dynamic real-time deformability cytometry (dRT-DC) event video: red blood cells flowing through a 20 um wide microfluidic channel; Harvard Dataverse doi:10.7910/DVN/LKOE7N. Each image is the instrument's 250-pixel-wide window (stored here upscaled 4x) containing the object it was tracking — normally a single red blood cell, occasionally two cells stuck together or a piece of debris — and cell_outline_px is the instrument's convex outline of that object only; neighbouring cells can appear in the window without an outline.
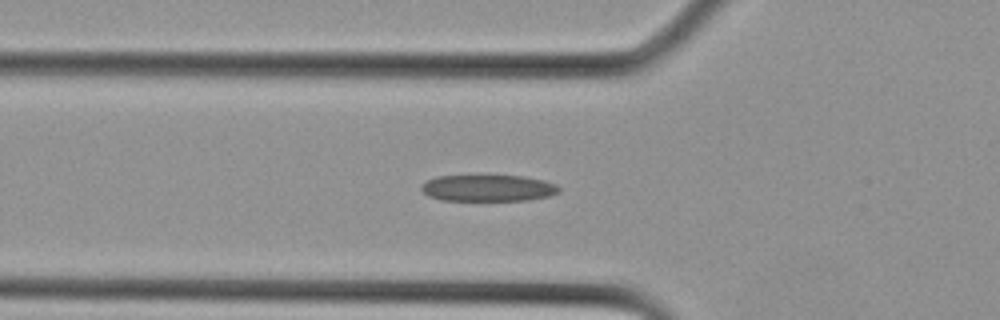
{"species": "Egyptian fruit bat (a non-hibernating species)", "species_latin": "Rousettus aegyptiacus", "temperature_condition": "cold", "stored_images_in_passage": 15, "camera_frame_rate_fps": 3000, "um_per_image_px": 0.085, "animal": {"sex": "female"}, "frame": {"image": 1, "passage_image": 9, "time_ms": 2.667, "image_size_px": [1000, 320], "cell_outline_px": [[560, 192], [548, 196], [528, 200], [440, 200], [428, 196], [420, 188], [420, 184], [424, 180], [436, 176], [524, 176], [544, 180], [556, 184], [560, 188]], "centroid_in_image_um": [41.45, 15.98], "position_along_channel_um": 84.3, "area_um2": 21.39}}
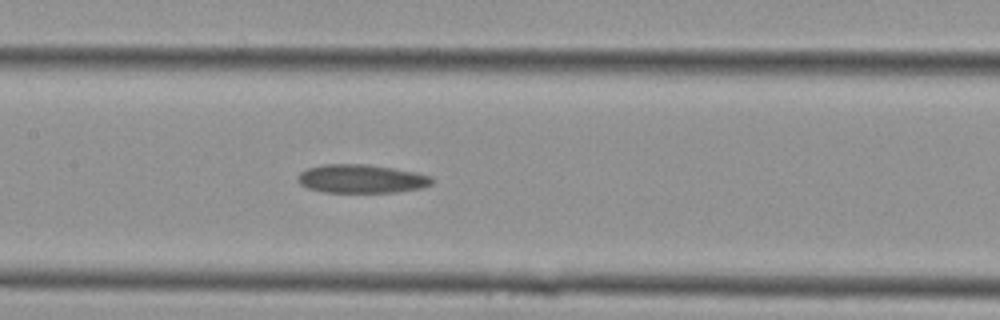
{"frame": {"image": 2, "passage_image": 13, "time_ms": 4.0, "image_size_px": [1000, 320], "cell_outline_px": [[432, 184], [420, 188], [396, 192], [324, 192], [308, 188], [300, 184], [296, 180], [296, 176], [300, 172], [308, 168], [324, 164], [368, 164], [416, 172], [432, 176]], "centroid_in_image_um": [30.69, 15.19], "position_along_channel_um": 176.7, "area_um2": 22.37}}
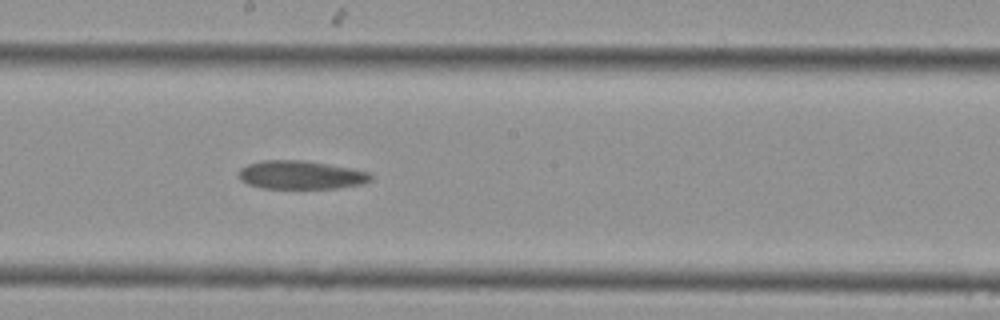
{"frame": {"image": 3, "passage_image": 15, "time_ms": 4.667, "image_size_px": [1000, 320], "cell_outline_px": [[372, 180], [364, 184], [336, 188], [264, 188], [248, 184], [240, 180], [240, 168], [248, 164], [264, 160], [304, 160], [352, 168], [368, 172], [372, 176]], "centroid_in_image_um": [25.6, 14.87], "position_along_channel_um": 222.6, "area_um2": 21.85}}